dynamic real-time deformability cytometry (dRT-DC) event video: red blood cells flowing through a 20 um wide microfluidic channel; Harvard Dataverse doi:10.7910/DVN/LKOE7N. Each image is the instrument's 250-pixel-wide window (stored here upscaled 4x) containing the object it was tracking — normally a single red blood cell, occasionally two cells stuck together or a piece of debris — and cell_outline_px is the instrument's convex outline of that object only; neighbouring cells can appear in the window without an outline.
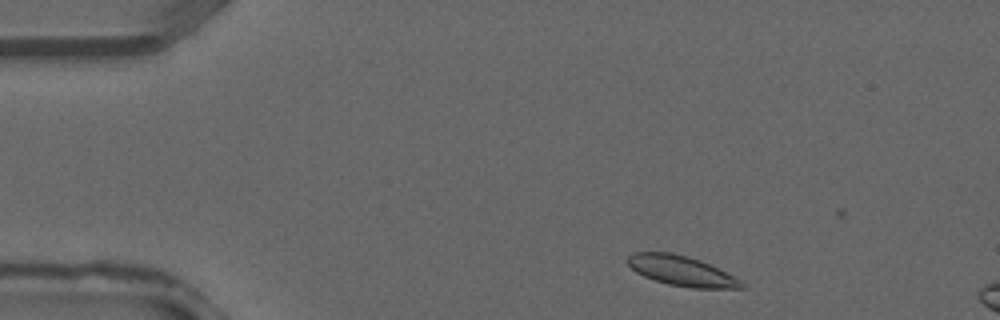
{"species": "common noctule bat (a hibernating species)", "species_latin": "Nyctalus noctula", "temperature_condition": "warm", "stored_images_in_passage": 7, "camera_frame_rate_fps": 3000, "um_per_image_px": 0.085, "animal": {"sex": "male", "forearm_length_mm": 52.5}, "frame": {"image": 1, "passage_image": 2, "time_ms": 0.333, "image_size_px": [1000, 320], "cell_outline_px": [[744, 288], [692, 288], [668, 284], [644, 276], [636, 272], [628, 264], [628, 256], [636, 252], [672, 252], [688, 256], [700, 260], [740, 280], [744, 284]], "centroid_in_image_um": [57.9, 23.02], "position_along_channel_um": 27.1, "area_um2": 19.54}}